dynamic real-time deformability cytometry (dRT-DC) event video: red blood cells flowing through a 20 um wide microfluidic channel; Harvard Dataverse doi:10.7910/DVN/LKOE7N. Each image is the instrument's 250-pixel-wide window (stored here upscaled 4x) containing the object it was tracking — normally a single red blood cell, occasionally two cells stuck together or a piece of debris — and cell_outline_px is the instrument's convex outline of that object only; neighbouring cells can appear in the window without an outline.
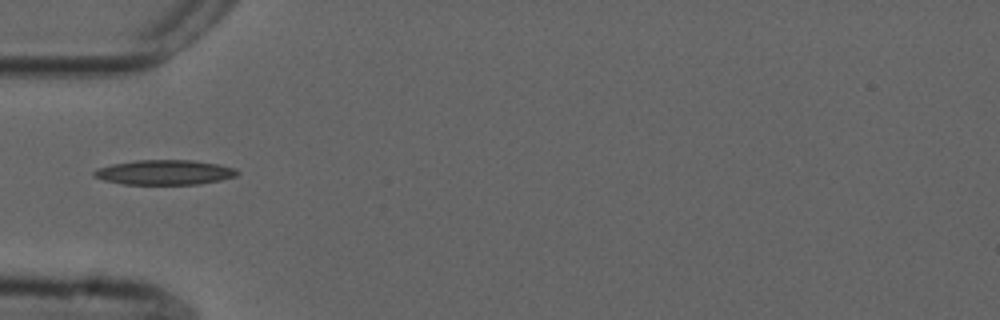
{"species": "common noctule bat (a hibernating species)", "species_latin": "Nyctalus noctula", "temperature_condition": "cold", "stored_images_in_passage": 38, "camera_frame_rate_fps": 3000, "um_per_image_px": 0.085, "animal": {"sex": "male", "forearm_length_mm": 52.5}, "frame": {"image": 1, "passage_image": 1, "time_ms": 0.0, "image_size_px": [1000, 320], "cell_outline_px": [[240, 172], [236, 176], [220, 180], [200, 184], [124, 184], [104, 180], [92, 176], [92, 172], [96, 168], [112, 164], [136, 160], [192, 160], [216, 164], [236, 168]], "centroid_in_image_um": [13.97, 14.65], "position_along_channel_um": 71.0, "area_um2": 20.75}}
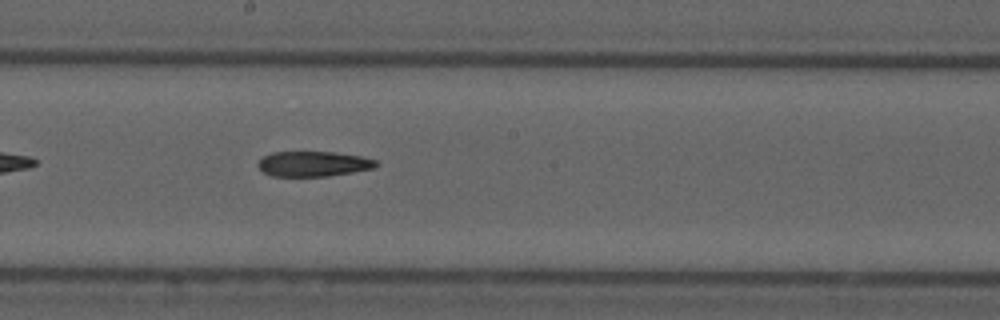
{"frame": {"image": 2, "passage_image": 13, "time_ms": 4.0, "image_size_px": [1000, 320], "cell_outline_px": [[380, 164], [376, 168], [328, 176], [272, 176], [264, 172], [256, 164], [264, 156], [272, 152], [336, 152], [360, 156], [376, 160]], "centroid_in_image_um": [26.67, 13.92], "position_along_channel_um": 221.5, "area_um2": 17.34}}
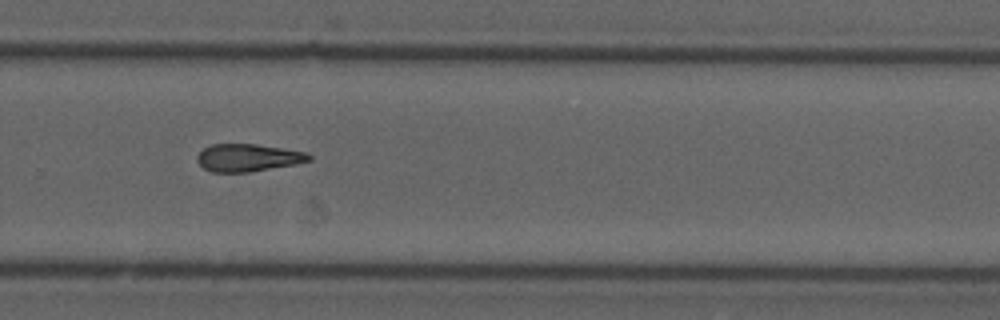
{"frame": {"image": 3, "passage_image": 20, "time_ms": 6.333, "image_size_px": [1000, 320], "cell_outline_px": [[312, 160], [296, 164], [248, 172], [212, 172], [204, 168], [196, 160], [196, 156], [204, 148], [212, 144], [256, 144], [304, 152], [312, 156]], "centroid_in_image_um": [21.06, 13.41], "position_along_channel_um": 308.7, "area_um2": 17.8}}